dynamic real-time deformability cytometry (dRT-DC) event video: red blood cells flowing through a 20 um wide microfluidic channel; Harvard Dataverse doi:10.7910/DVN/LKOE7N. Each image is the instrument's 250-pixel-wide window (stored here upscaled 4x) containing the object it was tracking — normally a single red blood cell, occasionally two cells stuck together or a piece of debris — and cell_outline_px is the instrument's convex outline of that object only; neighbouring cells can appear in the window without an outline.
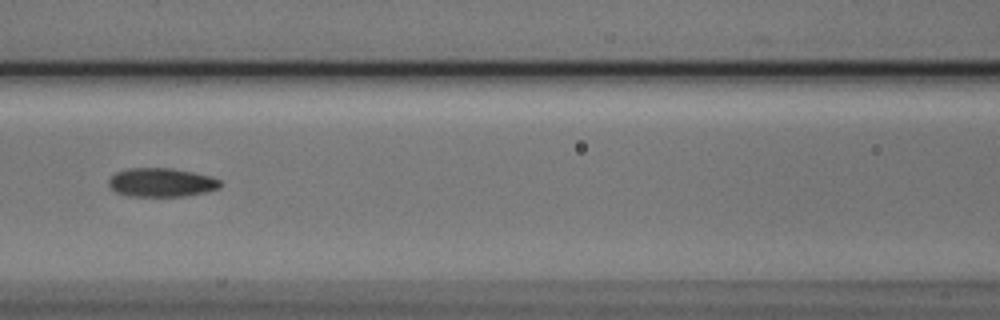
{"species": "Egyptian fruit bat (a non-hibernating species)", "species_latin": "Rousettus aegyptiacus", "temperature_condition": "cold", "stored_images_in_passage": 8, "camera_frame_rate_fps": 3000, "um_per_image_px": 0.085, "animal": {"sex": "male"}, "frame": {"image": 1, "passage_image": 6, "time_ms": 1.667, "image_size_px": [1000, 320], "cell_outline_px": [[220, 188], [204, 192], [184, 196], [128, 196], [116, 192], [108, 184], [108, 180], [116, 172], [128, 168], [172, 168], [212, 176], [220, 180]], "centroid_in_image_um": [13.71, 15.5], "position_along_channel_um": 152.9, "area_um2": 18.67}}
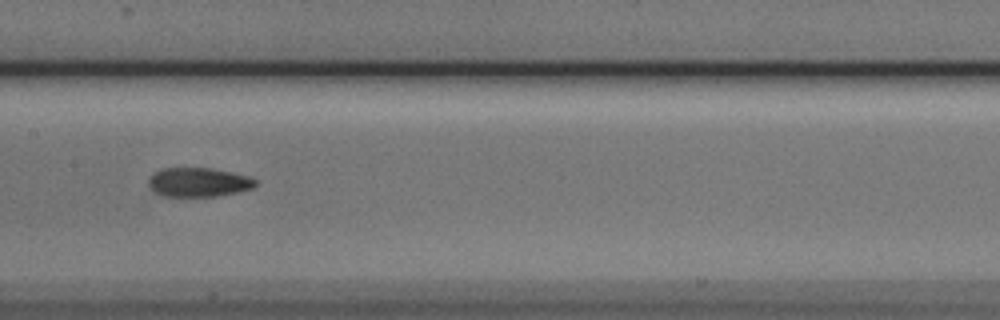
{"frame": {"image": 2, "passage_image": 7, "time_ms": 2.0, "image_size_px": [1000, 320], "cell_outline_px": [[256, 188], [240, 192], [216, 196], [160, 196], [148, 184], [148, 180], [156, 172], [164, 168], [212, 168], [232, 172], [248, 176], [256, 180]], "centroid_in_image_um": [16.93, 15.49], "position_along_channel_um": 190.5, "area_um2": 18.15}}
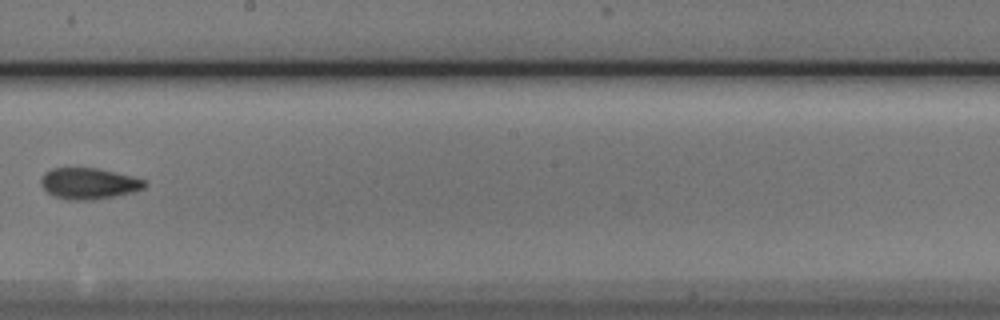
{"frame": {"image": 3, "passage_image": 8, "time_ms": 2.333, "image_size_px": [1000, 320], "cell_outline_px": [[144, 188], [132, 192], [116, 196], [92, 200], [68, 200], [56, 196], [48, 192], [40, 184], [40, 180], [44, 172], [52, 168], [96, 168], [132, 176], [144, 180]], "centroid_in_image_um": [7.51, 15.6], "position_along_channel_um": 240.7, "area_um2": 18.67}}